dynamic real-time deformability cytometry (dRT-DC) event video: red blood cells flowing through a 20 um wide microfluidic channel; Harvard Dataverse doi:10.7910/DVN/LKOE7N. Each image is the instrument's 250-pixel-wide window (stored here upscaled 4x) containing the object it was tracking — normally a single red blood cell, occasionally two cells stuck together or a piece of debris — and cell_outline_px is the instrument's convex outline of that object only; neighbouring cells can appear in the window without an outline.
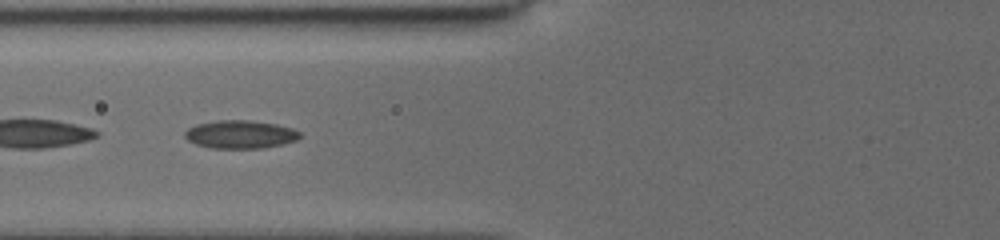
{"species": "common noctule bat (a hibernating species)", "species_latin": "Nyctalus noctula", "temperature_condition": "cold", "stored_images_in_passage": 25, "camera_frame_rate_fps": 3000, "um_per_image_px": 0.085, "animal": {"sex": "female", "body_mass_g": 19.5, "forearm_length_mm": 54.1}, "frame": {"image": 1, "passage_image": 15, "time_ms": 6.0, "image_size_px": [1000, 240], "cell_outline_px": [[300, 136], [296, 140], [284, 144], [264, 148], [208, 148], [196, 144], [188, 140], [184, 136], [184, 132], [188, 128], [196, 124], [220, 120], [252, 120], [276, 124], [292, 128], [300, 132]], "centroid_in_image_um": [20.42, 11.42], "position_along_channel_um": 105.4, "area_um2": 18.96}}
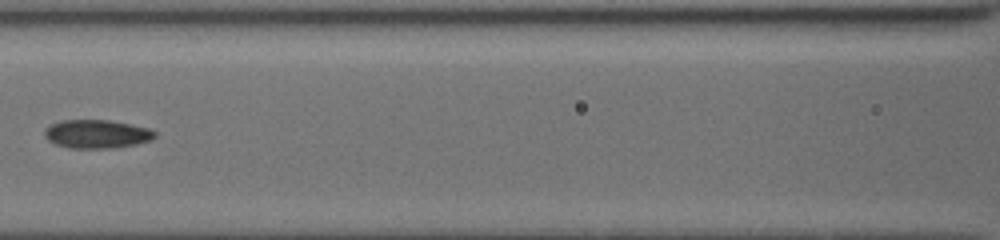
{"frame": {"image": 2, "passage_image": 18, "time_ms": 7.333, "image_size_px": [1000, 240], "cell_outline_px": [[156, 136], [152, 140], [136, 144], [112, 148], [68, 148], [56, 144], [48, 140], [44, 136], [44, 128], [52, 124], [64, 120], [112, 120], [132, 124], [148, 128], [156, 132]], "centroid_in_image_um": [8.24, 11.39], "position_along_channel_um": 158.4, "area_um2": 18.44}}